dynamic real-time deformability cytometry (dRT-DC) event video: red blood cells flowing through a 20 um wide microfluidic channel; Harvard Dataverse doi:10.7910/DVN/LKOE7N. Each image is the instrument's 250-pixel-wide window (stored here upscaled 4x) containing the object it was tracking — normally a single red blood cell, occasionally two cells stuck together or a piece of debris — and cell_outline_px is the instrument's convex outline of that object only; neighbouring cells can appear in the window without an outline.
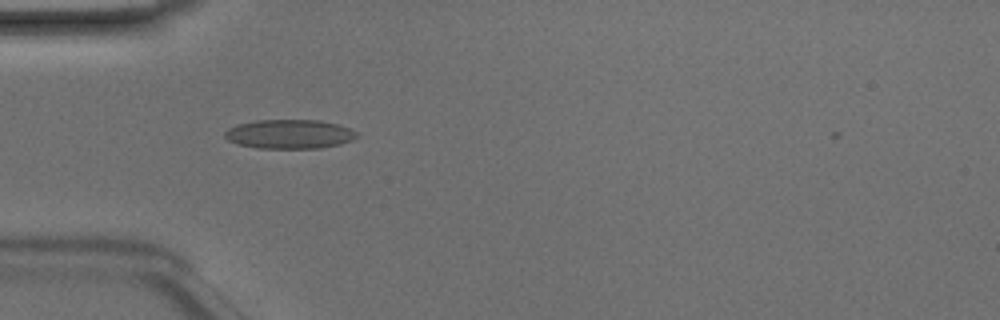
{"species": "Egyptian fruit bat (a non-hibernating species)", "species_latin": "Rousettus aegyptiacus", "temperature_condition": "room temperature", "stored_images_in_passage": 35, "camera_frame_rate_fps": 3000, "um_per_image_px": 0.085, "animal": {"sex": "male"}, "frame": {"image": 1, "passage_image": 1, "time_ms": 0.0, "image_size_px": [1000, 320], "cell_outline_px": [[360, 136], [352, 140], [340, 144], [320, 148], [256, 148], [236, 144], [228, 140], [224, 136], [224, 132], [228, 128], [236, 124], [256, 120], [320, 120], [336, 124], [348, 128], [356, 132]], "centroid_in_image_um": [24.57, 11.4], "position_along_channel_um": 60.4, "area_um2": 22.54}}
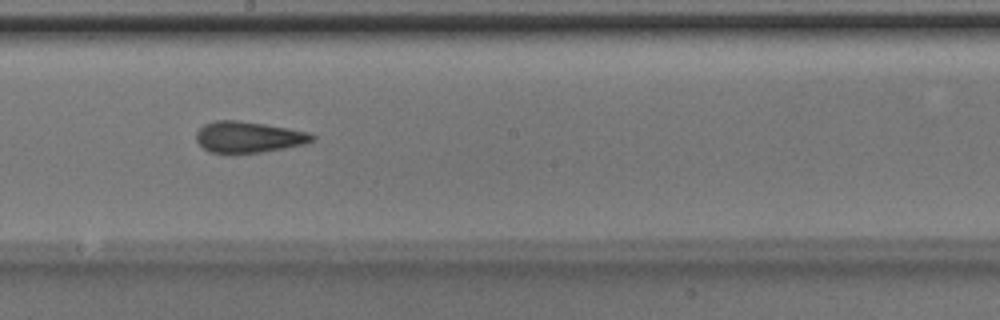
{"frame": {"image": 2, "passage_image": 13, "time_ms": 4.0, "image_size_px": [1000, 320], "cell_outline_px": [[316, 140], [304, 144], [284, 148], [260, 152], [208, 152], [196, 140], [196, 132], [204, 124], [216, 120], [236, 120], [264, 124], [288, 128], [308, 132], [316, 136]], "centroid_in_image_um": [21.13, 11.63], "position_along_channel_um": 227.1, "area_um2": 20.81}}
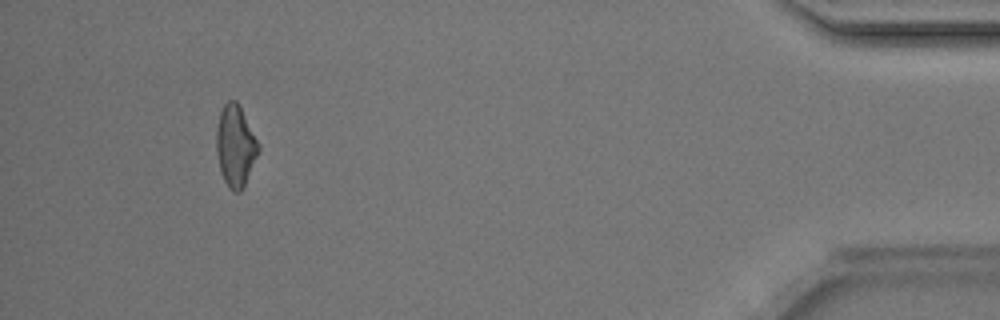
{"frame": {"image": 3, "passage_image": 31, "time_ms": 10.0, "image_size_px": [1000, 320], "cell_outline_px": [[260, 148], [244, 184], [240, 192], [236, 192], [228, 188], [220, 172], [216, 152], [216, 128], [220, 112], [224, 104], [228, 100], [236, 100], [260, 144]], "centroid_in_image_um": [19.99, 12.39], "position_along_channel_um": 415.2, "area_um2": 19.77}, "authors_computed_cell_mechanics": {"area_um2": 20.6924, "velocity_mm_per_s": 4.2305, "shape_relaxation_time_tau1_ms": 6.8333, "shape_relaxation_time_tau2_ms": 2.007, "deformation_change_tau1": 0.1391, "deformation_change_tau2": 0.0887}}